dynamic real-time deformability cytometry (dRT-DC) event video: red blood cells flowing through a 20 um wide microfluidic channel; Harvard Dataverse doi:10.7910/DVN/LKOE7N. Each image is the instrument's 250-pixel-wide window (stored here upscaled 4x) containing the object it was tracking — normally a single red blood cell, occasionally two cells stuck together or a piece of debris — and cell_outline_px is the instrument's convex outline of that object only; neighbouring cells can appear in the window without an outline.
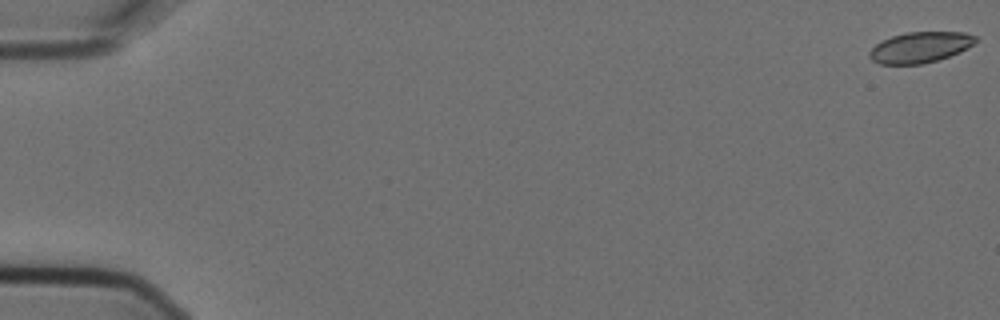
{"species": "Egyptian fruit bat (a non-hibernating species)", "species_latin": "Rousettus aegyptiacus", "temperature_condition": "cold", "stored_images_in_passage": 3, "camera_frame_rate_fps": 3000, "um_per_image_px": 0.085, "animal": {"sex": "female"}, "frame": {"image": 1, "passage_image": 1, "time_ms": 0.0, "image_size_px": [1000, 320], "cell_outline_px": [[976, 40], [972, 44], [960, 52], [936, 60], [920, 64], [880, 64], [872, 60], [868, 56], [868, 52], [876, 44], [892, 36], [908, 32], [964, 32], [976, 36]], "centroid_in_image_um": [78.18, 4.02], "position_along_channel_um": 6.8, "area_um2": 18.79}}